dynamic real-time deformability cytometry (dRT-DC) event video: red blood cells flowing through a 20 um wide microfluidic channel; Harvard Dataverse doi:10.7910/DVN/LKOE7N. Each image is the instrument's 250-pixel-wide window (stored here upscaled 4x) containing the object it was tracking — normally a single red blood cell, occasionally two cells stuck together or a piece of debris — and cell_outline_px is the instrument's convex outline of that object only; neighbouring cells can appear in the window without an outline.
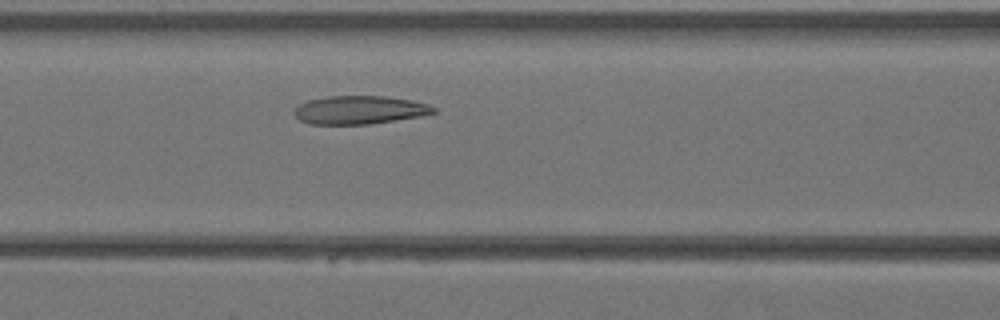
{"species": "Egyptian fruit bat (a non-hibernating species)", "species_latin": "Rousettus aegyptiacus", "temperature_condition": "warm", "stored_images_in_passage": 33, "camera_frame_rate_fps": 3000, "um_per_image_px": 0.085, "animal": {"sex": "female"}, "frame": {"image": 1, "passage_image": 10, "time_ms": 3.0, "image_size_px": [1000, 320], "cell_outline_px": [[436, 112], [420, 116], [368, 124], [308, 124], [300, 120], [292, 112], [300, 104], [308, 100], [328, 96], [384, 96], [412, 100], [428, 104], [436, 108]], "centroid_in_image_um": [30.55, 9.34], "position_along_channel_um": 136.1, "area_um2": 22.89}}
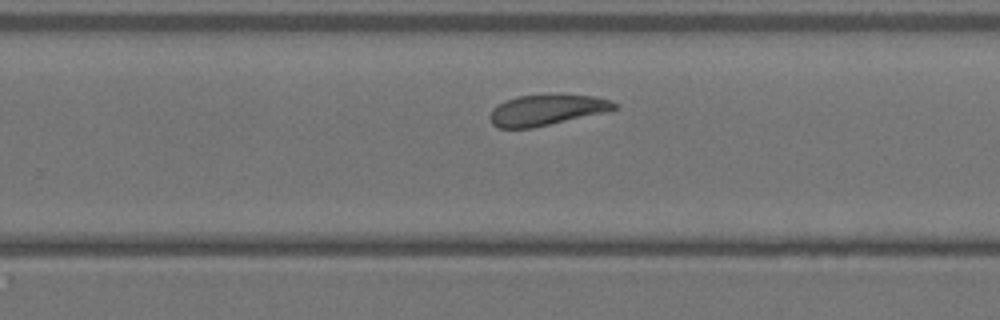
{"frame": {"image": 2, "passage_image": 19, "time_ms": 6.0, "image_size_px": [1000, 320], "cell_outline_px": [[620, 104], [616, 108], [604, 112], [532, 128], [500, 128], [492, 124], [488, 116], [492, 108], [504, 100], [516, 96], [592, 96], [608, 100]], "centroid_in_image_um": [46.38, 9.37], "position_along_channel_um": 283.4, "area_um2": 21.73}}
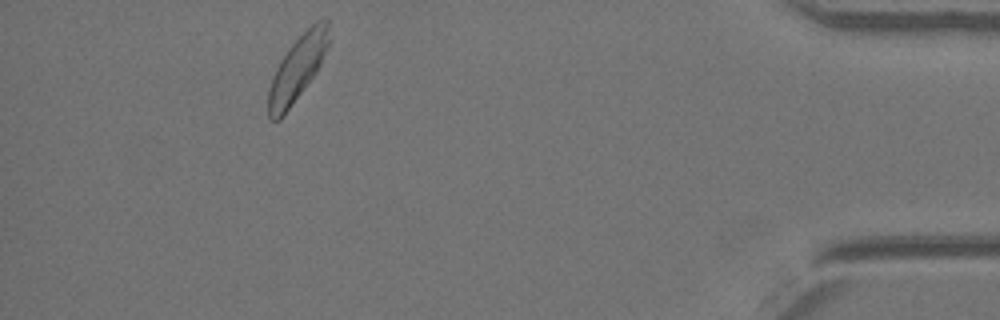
{"frame": {"image": 3, "passage_image": 30, "time_ms": 9.667, "image_size_px": [1000, 320], "cell_outline_px": [[328, 44], [320, 64], [316, 72], [280, 120], [272, 120], [268, 116], [268, 88], [272, 76], [280, 60], [288, 48], [316, 20], [328, 20]], "centroid_in_image_um": [25.24, 5.84], "position_along_channel_um": 410.0, "area_um2": 22.37}}